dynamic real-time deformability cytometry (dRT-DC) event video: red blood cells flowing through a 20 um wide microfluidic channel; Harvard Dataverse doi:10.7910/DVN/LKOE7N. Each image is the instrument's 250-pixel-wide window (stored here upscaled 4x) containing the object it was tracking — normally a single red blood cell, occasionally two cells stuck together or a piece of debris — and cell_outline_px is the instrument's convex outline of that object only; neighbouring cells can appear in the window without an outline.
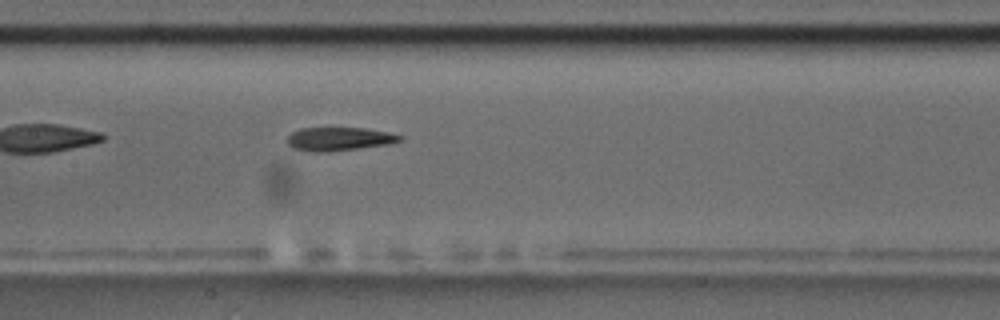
{"species": "common noctule bat (a hibernating species)", "species_latin": "Nyctalus noctula", "temperature_condition": "room temperature", "stored_images_in_passage": 4, "camera_frame_rate_fps": 3000, "um_per_image_px": 0.085, "animal": {"sex": "male", "body_mass_g": 17.5, "forearm_length_mm": 52.3}, "frame": {"image": 1, "passage_image": 4, "time_ms": 3.333, "image_size_px": [1000, 320], "cell_outline_px": [[404, 140], [392, 144], [328, 152], [312, 152], [292, 148], [288, 144], [288, 136], [292, 132], [300, 128], [364, 128], [388, 132], [404, 136]], "centroid_in_image_um": [28.87, 11.82], "position_along_channel_um": 178.5, "area_um2": 15.61}}